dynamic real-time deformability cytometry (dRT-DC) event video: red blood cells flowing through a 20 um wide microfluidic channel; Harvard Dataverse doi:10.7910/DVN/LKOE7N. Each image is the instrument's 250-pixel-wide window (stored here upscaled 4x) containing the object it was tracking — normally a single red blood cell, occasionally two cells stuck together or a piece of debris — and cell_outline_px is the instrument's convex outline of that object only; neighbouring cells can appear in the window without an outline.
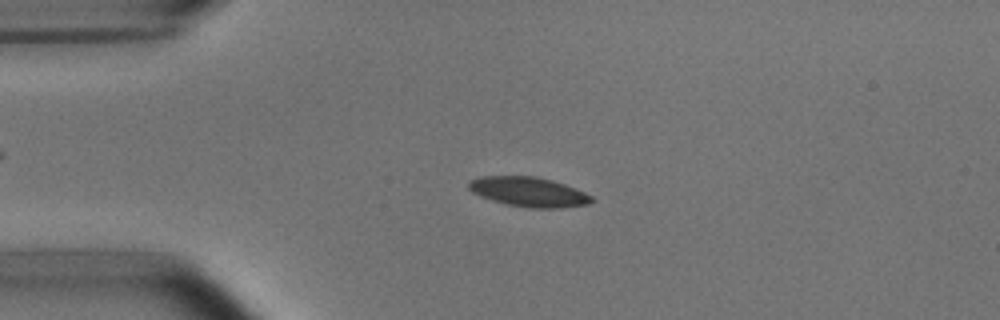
{"species": "common noctule bat (a hibernating species)", "species_latin": "Nyctalus noctula", "temperature_condition": "room temperature", "stored_images_in_passage": 52, "camera_frame_rate_fps": 3000, "um_per_image_px": 0.085, "animal": {"sex": "male", "body_mass_g": 15.6}, "frame": {"image": 1, "passage_image": 12, "time_ms": 3.667, "image_size_px": [1000, 320], "cell_outline_px": [[596, 200], [588, 204], [560, 208], [528, 208], [508, 204], [492, 200], [480, 196], [472, 192], [468, 188], [468, 184], [472, 180], [480, 176], [536, 176], [552, 180], [576, 188], [592, 196]], "centroid_in_image_um": [44.96, 16.31], "position_along_channel_um": 40.0, "area_um2": 21.27}}
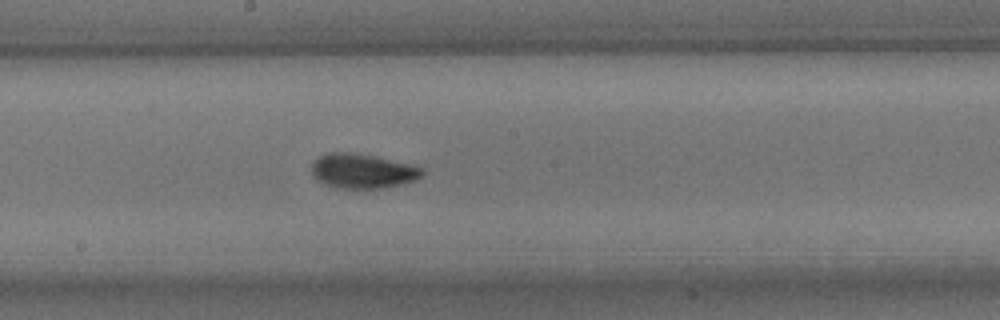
{"frame": {"image": 2, "passage_image": 28, "time_ms": 9.0, "image_size_px": [1000, 320], "cell_outline_px": [[424, 176], [416, 180], [404, 184], [380, 188], [336, 188], [324, 184], [316, 180], [312, 172], [312, 164], [320, 156], [328, 152], [352, 152], [412, 164], [424, 168]], "centroid_in_image_um": [30.85, 14.54], "position_along_channel_um": 217.3, "area_um2": 22.43}}
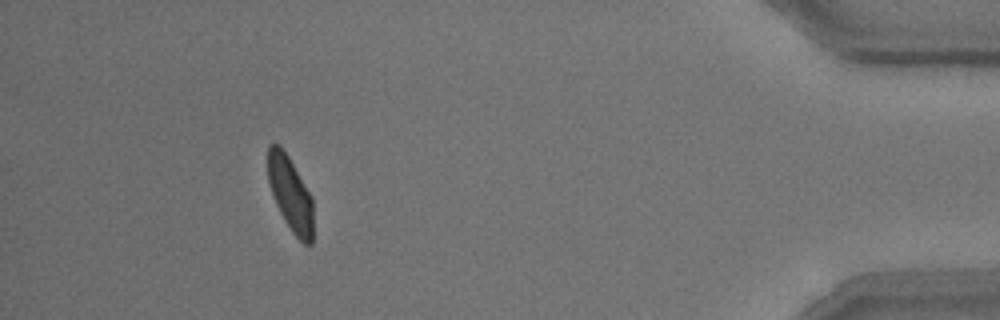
{"frame": {"image": 3, "passage_image": 48, "time_ms": 15.667, "image_size_px": [1000, 320], "cell_outline_px": [[312, 244], [304, 244], [292, 232], [284, 220], [276, 204], [268, 184], [268, 144], [276, 144], [288, 156], [312, 196]], "centroid_in_image_um": [24.67, 16.5], "position_along_channel_um": 410.5, "area_um2": 19.42}, "authors_computed_cell_mechanics": {"area_um2": 20.9814, "velocity_mm_per_s": 3.7864, "shape_relaxation_time_tau1_ms": 2.5434, "shape_relaxation_time_tau2_ms": 1.8463, "deformation_change_tau1": 0.1076, "deformation_change_tau2": 0.0597}}